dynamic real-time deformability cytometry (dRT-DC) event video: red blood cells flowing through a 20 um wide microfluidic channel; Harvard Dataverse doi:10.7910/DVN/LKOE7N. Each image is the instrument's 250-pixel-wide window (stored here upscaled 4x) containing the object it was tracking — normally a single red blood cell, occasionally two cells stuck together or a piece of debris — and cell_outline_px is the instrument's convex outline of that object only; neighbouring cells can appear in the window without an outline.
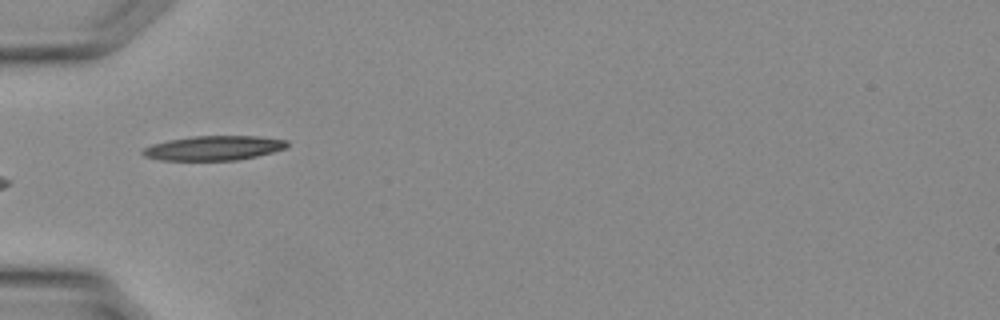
{"species": "Egyptian fruit bat (a non-hibernating species)", "species_latin": "Rousettus aegyptiacus", "temperature_condition": "warm", "stored_images_in_passage": 3, "camera_frame_rate_fps": 3000, "um_per_image_px": 0.085, "animal": {"sex": "female"}, "frame": {"image": 1, "passage_image": 1, "time_ms": 0.0, "image_size_px": [1000, 320], "cell_outline_px": [[288, 148], [256, 156], [236, 160], [160, 160], [144, 156], [140, 152], [144, 148], [152, 144], [168, 140], [192, 136], [256, 136], [288, 140]], "centroid_in_image_um": [18.17, 12.58], "position_along_channel_um": 66.8, "area_um2": 20.63}}